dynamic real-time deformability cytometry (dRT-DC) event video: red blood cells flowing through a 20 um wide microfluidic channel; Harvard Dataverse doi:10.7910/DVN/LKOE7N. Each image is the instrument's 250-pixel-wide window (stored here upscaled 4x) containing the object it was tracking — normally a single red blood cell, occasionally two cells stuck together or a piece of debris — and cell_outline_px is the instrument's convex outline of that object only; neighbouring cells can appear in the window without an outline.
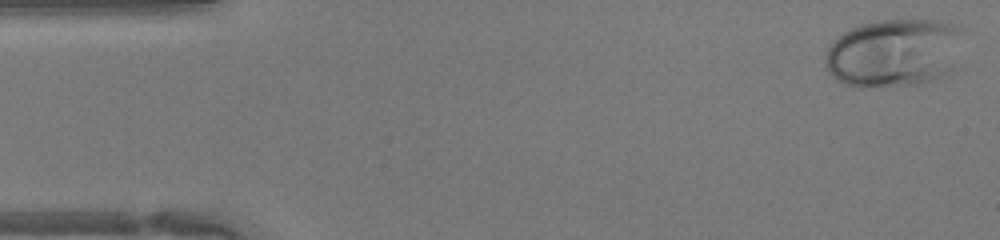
{"species": "human", "species_latin": "Homo sapiens", "temperature_condition": "warm", "stored_images_in_passage": 46, "camera_frame_rate_fps": 3000, "um_per_image_px": 0.085, "donor": {"sex": "female"}, "frame": {"image": 1, "passage_image": 1, "time_ms": 0.0, "image_size_px": [1000, 240], "cell_outline_px": [[960, 28], [948, 68], [940, 76], [916, 84], [864, 88], [856, 88], [844, 84], [836, 80], [828, 72], [824, 64], [824, 56], [828, 44], [848, 28], [860, 24], [884, 20], [932, 20], [952, 24]], "centroid_in_image_um": [75.75, 4.5], "position_along_channel_um": 9.2, "area_um2": 53.81}}
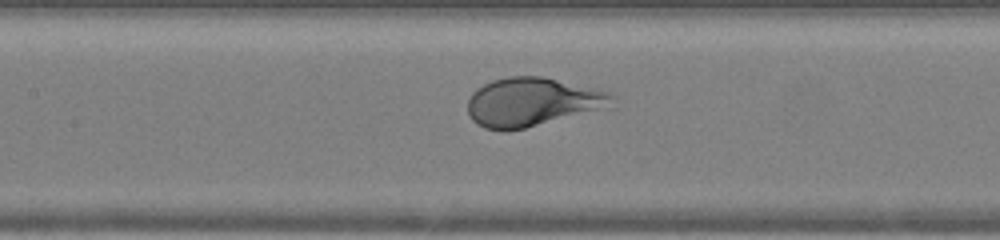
{"frame": {"image": 2, "passage_image": 20, "time_ms": 6.333, "image_size_px": [1000, 240], "cell_outline_px": [[620, 96], [616, 108], [524, 128], [504, 132], [484, 128], [476, 124], [472, 120], [468, 112], [468, 100], [472, 92], [476, 88], [492, 80], [508, 76], [544, 76], [608, 92]], "centroid_in_image_um": [45.36, 8.69], "position_along_channel_um": 162.0, "area_um2": 42.25}}
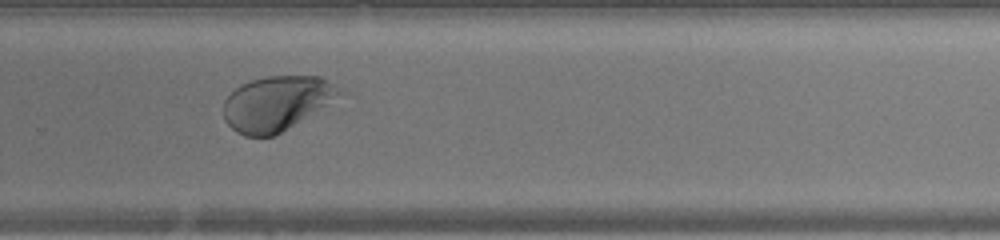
{"frame": {"image": 3, "passage_image": 30, "time_ms": 9.667, "image_size_px": [1000, 240], "cell_outline_px": [[348, 92], [280, 132], [272, 136], [244, 136], [236, 132], [224, 120], [224, 100], [240, 84], [252, 80], [268, 76], [320, 76]], "centroid_in_image_um": [23.52, 8.76], "position_along_channel_um": 306.3, "area_um2": 36.65}, "authors_computed_cell_mechanics": {"area_um2": 44.1592, "velocity_mm_per_s": 4.3393, "shape_relaxation_time_tau1_ms": 2.7751, "shape_relaxation_time_tau2_ms": null, "deformation_change_tau1": 0.187, "deformation_change_tau2": null}}